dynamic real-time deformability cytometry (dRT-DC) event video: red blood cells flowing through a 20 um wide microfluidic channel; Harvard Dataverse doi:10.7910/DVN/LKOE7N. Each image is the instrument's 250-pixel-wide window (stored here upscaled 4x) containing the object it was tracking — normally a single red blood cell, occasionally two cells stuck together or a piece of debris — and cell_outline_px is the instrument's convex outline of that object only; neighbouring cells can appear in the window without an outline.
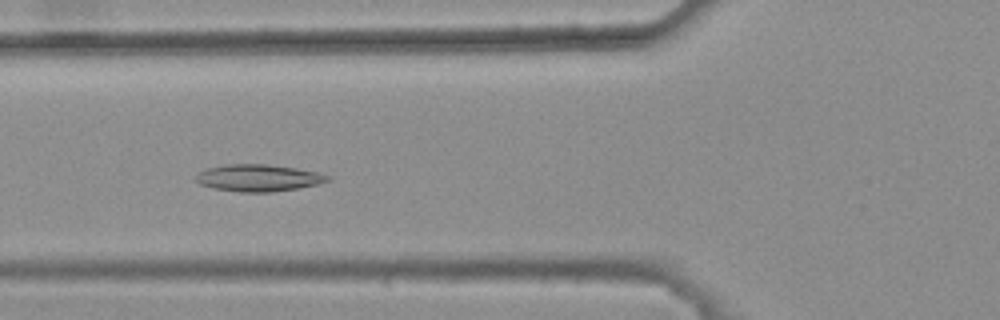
{"species": "common noctule bat (a hibernating species)", "species_latin": "Nyctalus noctula", "temperature_condition": "warm", "stored_images_in_passage": 30, "camera_frame_rate_fps": 3000, "um_per_image_px": 0.085, "animal": {"sex": "female", "body_mass_g": 25.1}, "frame": {"image": 1, "passage_image": 5, "time_ms": 1.333, "image_size_px": [1000, 320], "cell_outline_px": [[332, 180], [316, 184], [296, 188], [272, 192], [240, 192], [212, 188], [200, 184], [196, 180], [196, 172], [208, 168], [224, 164], [268, 164], [296, 168], [320, 172], [332, 176]], "centroid_in_image_um": [21.97, 15.11], "position_along_channel_um": 103.8, "area_um2": 20.87}}
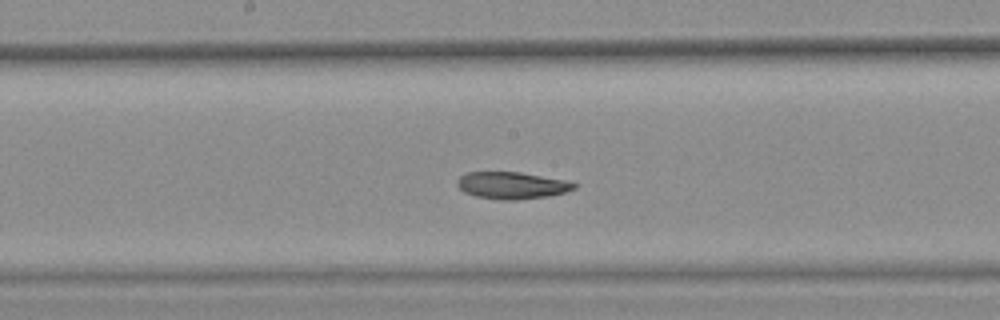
{"frame": {"image": 2, "passage_image": 13, "time_ms": 4.0, "image_size_px": [1000, 320], "cell_outline_px": [[576, 188], [564, 192], [548, 196], [516, 200], [500, 200], [476, 196], [464, 192], [456, 184], [456, 180], [460, 176], [468, 172], [520, 172], [564, 180], [576, 184]], "centroid_in_image_um": [43.47, 15.76], "position_along_channel_um": 204.7, "area_um2": 18.26}}
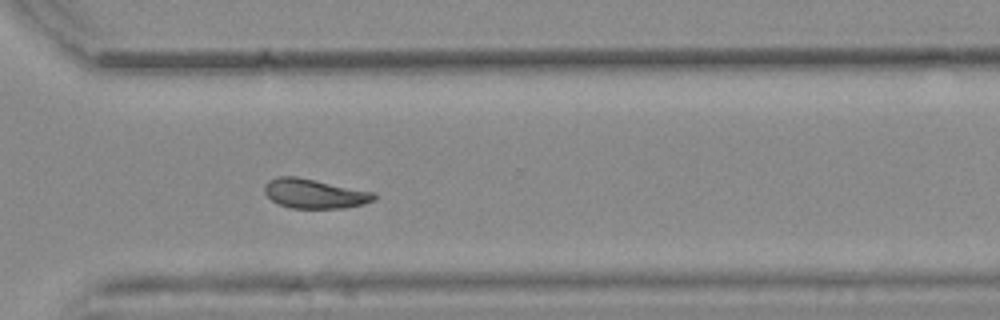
{"frame": {"image": 3, "passage_image": 24, "time_ms": 7.667, "image_size_px": [1000, 320], "cell_outline_px": [[376, 200], [364, 204], [344, 208], [292, 208], [280, 204], [272, 200], [264, 192], [264, 184], [268, 180], [276, 176], [296, 176], [376, 192]], "centroid_in_image_um": [26.75, 16.45], "position_along_channel_um": 343.8, "area_um2": 18.96}, "authors_computed_cell_mechanics": {"area_um2": 18.6983, "velocity_mm_per_s": 3.7864, "shape_relaxation_time_tau1_ms": 10.6432, "shape_relaxation_time_tau2_ms": 3.2222, "deformation_change_tau1": 0.198, "deformation_change_tau2": 0.0899}}